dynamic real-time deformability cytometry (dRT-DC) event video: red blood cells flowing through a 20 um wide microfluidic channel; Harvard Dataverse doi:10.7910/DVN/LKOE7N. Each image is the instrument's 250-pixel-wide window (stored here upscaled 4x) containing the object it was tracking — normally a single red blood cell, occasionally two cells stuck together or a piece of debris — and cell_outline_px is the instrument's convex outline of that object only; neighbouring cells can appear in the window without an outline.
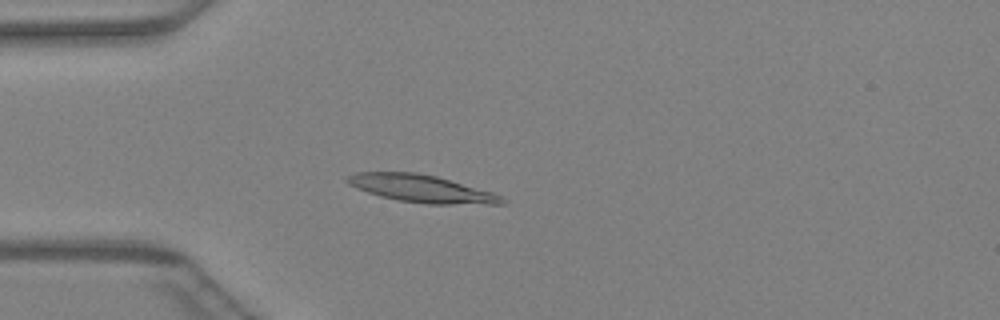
{"species": "Egyptian fruit bat (a non-hibernating species)", "species_latin": "Rousettus aegyptiacus", "temperature_condition": "warm", "stored_images_in_passage": 46, "camera_frame_rate_fps": 3000, "um_per_image_px": 0.085, "animal": {"sex": "female"}, "frame": {"image": 1, "passage_image": 13, "time_ms": 4.0, "image_size_px": [1000, 320], "cell_outline_px": [[504, 204], [428, 204], [396, 200], [380, 196], [356, 188], [348, 184], [344, 180], [348, 176], [356, 172], [416, 172], [436, 176], [492, 192], [500, 196], [504, 200]], "centroid_in_image_um": [35.78, 16.03], "position_along_channel_um": 49.2, "area_um2": 24.62}}
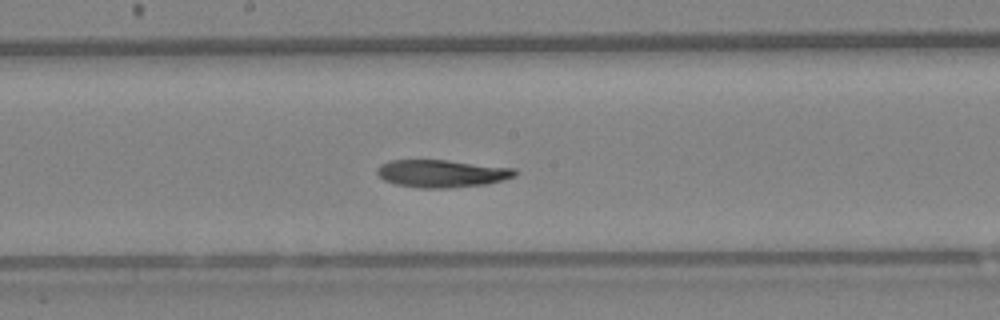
{"frame": {"image": 2, "passage_image": 25, "time_ms": 8.0, "image_size_px": [1000, 320], "cell_outline_px": [[516, 176], [504, 180], [488, 184], [452, 188], [420, 188], [396, 184], [384, 180], [376, 172], [376, 168], [380, 164], [388, 160], [448, 160], [516, 168]], "centroid_in_image_um": [37.57, 14.75], "position_along_channel_um": 210.6, "area_um2": 22.43}}
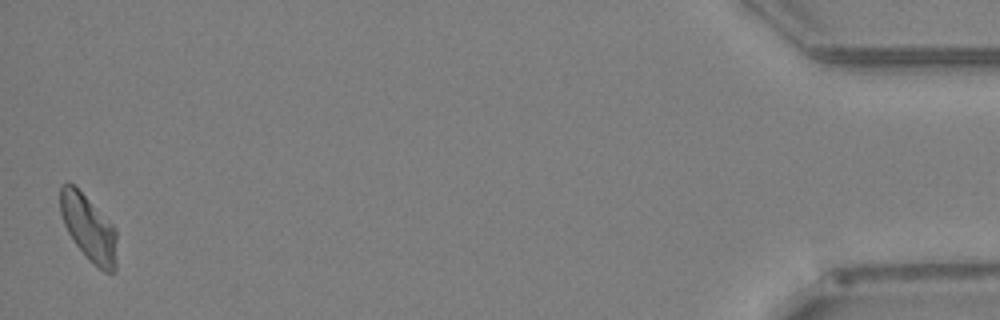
{"frame": {"image": 3, "passage_image": 46, "time_ms": 15.0, "image_size_px": [1000, 320], "cell_outline_px": [[116, 268], [112, 272], [104, 272], [76, 244], [68, 232], [64, 224], [60, 212], [60, 184], [72, 184], [112, 224], [116, 232]], "centroid_in_image_um": [7.53, 19.37], "position_along_channel_um": 427.7, "area_um2": 20.87}}